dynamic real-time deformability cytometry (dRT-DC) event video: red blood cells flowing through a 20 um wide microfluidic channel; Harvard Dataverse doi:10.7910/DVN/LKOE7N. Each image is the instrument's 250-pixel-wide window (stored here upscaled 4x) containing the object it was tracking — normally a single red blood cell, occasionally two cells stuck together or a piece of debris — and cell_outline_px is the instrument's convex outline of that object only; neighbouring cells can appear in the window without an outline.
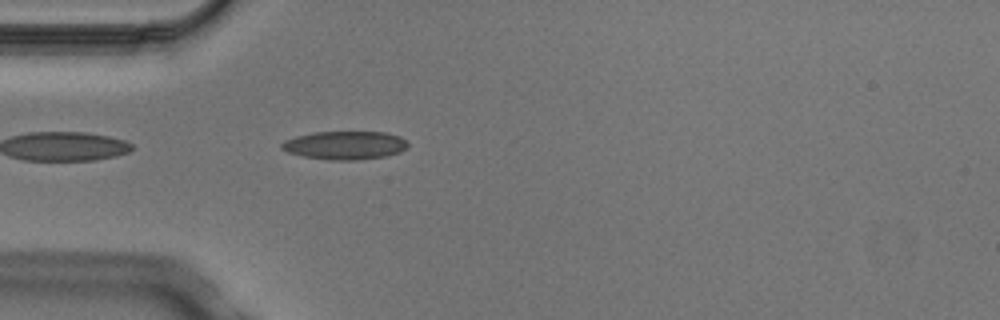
{"species": "Egyptian fruit bat (a non-hibernating species)", "species_latin": "Rousettus aegyptiacus", "temperature_condition": "cold", "stored_images_in_passage": 1, "camera_frame_rate_fps": 3000, "um_per_image_px": 0.085, "animal": {"sex": "male"}, "frame": {"image": 1, "passage_image": 1, "time_ms": 0.0, "image_size_px": [1000, 320], "cell_outline_px": [[408, 148], [400, 152], [388, 156], [356, 160], [328, 160], [304, 156], [288, 152], [280, 148], [280, 144], [284, 140], [296, 136], [312, 132], [384, 132], [400, 136], [408, 144]], "centroid_in_image_um": [29.32, 12.35], "position_along_channel_um": 55.7, "area_um2": 20.98}}